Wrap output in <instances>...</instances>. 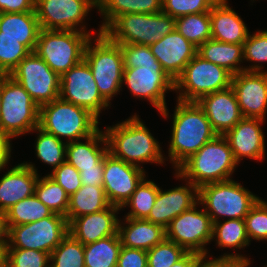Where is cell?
Masks as SVG:
<instances>
[{
    "instance_id": "obj_54",
    "label": "cell",
    "mask_w": 267,
    "mask_h": 267,
    "mask_svg": "<svg viewBox=\"0 0 267 267\" xmlns=\"http://www.w3.org/2000/svg\"><path fill=\"white\" fill-rule=\"evenodd\" d=\"M0 242H7V228L5 224V213L0 211Z\"/></svg>"
},
{
    "instance_id": "obj_24",
    "label": "cell",
    "mask_w": 267,
    "mask_h": 267,
    "mask_svg": "<svg viewBox=\"0 0 267 267\" xmlns=\"http://www.w3.org/2000/svg\"><path fill=\"white\" fill-rule=\"evenodd\" d=\"M32 162L18 163L0 178V211L6 212L20 200L34 195L39 178Z\"/></svg>"
},
{
    "instance_id": "obj_7",
    "label": "cell",
    "mask_w": 267,
    "mask_h": 267,
    "mask_svg": "<svg viewBox=\"0 0 267 267\" xmlns=\"http://www.w3.org/2000/svg\"><path fill=\"white\" fill-rule=\"evenodd\" d=\"M259 199L233 179L206 184L198 189L199 205L204 207L213 223L220 217L244 219Z\"/></svg>"
},
{
    "instance_id": "obj_49",
    "label": "cell",
    "mask_w": 267,
    "mask_h": 267,
    "mask_svg": "<svg viewBox=\"0 0 267 267\" xmlns=\"http://www.w3.org/2000/svg\"><path fill=\"white\" fill-rule=\"evenodd\" d=\"M117 267H148L147 251L122 246L119 252Z\"/></svg>"
},
{
    "instance_id": "obj_8",
    "label": "cell",
    "mask_w": 267,
    "mask_h": 267,
    "mask_svg": "<svg viewBox=\"0 0 267 267\" xmlns=\"http://www.w3.org/2000/svg\"><path fill=\"white\" fill-rule=\"evenodd\" d=\"M175 29V18L166 13H130L118 16L103 33L117 44L151 45Z\"/></svg>"
},
{
    "instance_id": "obj_32",
    "label": "cell",
    "mask_w": 267,
    "mask_h": 267,
    "mask_svg": "<svg viewBox=\"0 0 267 267\" xmlns=\"http://www.w3.org/2000/svg\"><path fill=\"white\" fill-rule=\"evenodd\" d=\"M121 247L119 234L84 245L85 267H117Z\"/></svg>"
},
{
    "instance_id": "obj_2",
    "label": "cell",
    "mask_w": 267,
    "mask_h": 267,
    "mask_svg": "<svg viewBox=\"0 0 267 267\" xmlns=\"http://www.w3.org/2000/svg\"><path fill=\"white\" fill-rule=\"evenodd\" d=\"M176 102L168 148L175 170L217 135L197 102Z\"/></svg>"
},
{
    "instance_id": "obj_36",
    "label": "cell",
    "mask_w": 267,
    "mask_h": 267,
    "mask_svg": "<svg viewBox=\"0 0 267 267\" xmlns=\"http://www.w3.org/2000/svg\"><path fill=\"white\" fill-rule=\"evenodd\" d=\"M33 131L37 134L35 154L43 163L50 165L52 171L66 161L67 142H63L53 134H50L39 126Z\"/></svg>"
},
{
    "instance_id": "obj_1",
    "label": "cell",
    "mask_w": 267,
    "mask_h": 267,
    "mask_svg": "<svg viewBox=\"0 0 267 267\" xmlns=\"http://www.w3.org/2000/svg\"><path fill=\"white\" fill-rule=\"evenodd\" d=\"M138 116L105 128L108 153L139 168L141 163L163 164L166 158L159 142Z\"/></svg>"
},
{
    "instance_id": "obj_51",
    "label": "cell",
    "mask_w": 267,
    "mask_h": 267,
    "mask_svg": "<svg viewBox=\"0 0 267 267\" xmlns=\"http://www.w3.org/2000/svg\"><path fill=\"white\" fill-rule=\"evenodd\" d=\"M104 167L82 168L80 178L82 185L102 186Z\"/></svg>"
},
{
    "instance_id": "obj_56",
    "label": "cell",
    "mask_w": 267,
    "mask_h": 267,
    "mask_svg": "<svg viewBox=\"0 0 267 267\" xmlns=\"http://www.w3.org/2000/svg\"><path fill=\"white\" fill-rule=\"evenodd\" d=\"M4 80V74L0 73V113H1V86Z\"/></svg>"
},
{
    "instance_id": "obj_14",
    "label": "cell",
    "mask_w": 267,
    "mask_h": 267,
    "mask_svg": "<svg viewBox=\"0 0 267 267\" xmlns=\"http://www.w3.org/2000/svg\"><path fill=\"white\" fill-rule=\"evenodd\" d=\"M92 8H98V0H36L35 11L41 29L75 30L90 34L83 23ZM82 24V26H81ZM80 28H79V27ZM78 27V28H77Z\"/></svg>"
},
{
    "instance_id": "obj_12",
    "label": "cell",
    "mask_w": 267,
    "mask_h": 267,
    "mask_svg": "<svg viewBox=\"0 0 267 267\" xmlns=\"http://www.w3.org/2000/svg\"><path fill=\"white\" fill-rule=\"evenodd\" d=\"M40 107L59 98L60 76L35 52H30L9 74Z\"/></svg>"
},
{
    "instance_id": "obj_25",
    "label": "cell",
    "mask_w": 267,
    "mask_h": 267,
    "mask_svg": "<svg viewBox=\"0 0 267 267\" xmlns=\"http://www.w3.org/2000/svg\"><path fill=\"white\" fill-rule=\"evenodd\" d=\"M211 38L230 44H244L249 31L244 21L229 6L227 0H218L210 10Z\"/></svg>"
},
{
    "instance_id": "obj_40",
    "label": "cell",
    "mask_w": 267,
    "mask_h": 267,
    "mask_svg": "<svg viewBox=\"0 0 267 267\" xmlns=\"http://www.w3.org/2000/svg\"><path fill=\"white\" fill-rule=\"evenodd\" d=\"M243 58L245 61L254 63L244 67V71L266 72L262 68V63H267V30H259L254 34L249 33L243 44Z\"/></svg>"
},
{
    "instance_id": "obj_29",
    "label": "cell",
    "mask_w": 267,
    "mask_h": 267,
    "mask_svg": "<svg viewBox=\"0 0 267 267\" xmlns=\"http://www.w3.org/2000/svg\"><path fill=\"white\" fill-rule=\"evenodd\" d=\"M197 54L204 60L228 70L232 75L244 71L243 44H230L208 39L198 47Z\"/></svg>"
},
{
    "instance_id": "obj_20",
    "label": "cell",
    "mask_w": 267,
    "mask_h": 267,
    "mask_svg": "<svg viewBox=\"0 0 267 267\" xmlns=\"http://www.w3.org/2000/svg\"><path fill=\"white\" fill-rule=\"evenodd\" d=\"M264 121L260 118L243 117L223 135L238 163L245 157L257 161L264 159L266 143L261 129Z\"/></svg>"
},
{
    "instance_id": "obj_33",
    "label": "cell",
    "mask_w": 267,
    "mask_h": 267,
    "mask_svg": "<svg viewBox=\"0 0 267 267\" xmlns=\"http://www.w3.org/2000/svg\"><path fill=\"white\" fill-rule=\"evenodd\" d=\"M220 248L243 249L249 246V240L246 232L244 219H225L213 223L212 239Z\"/></svg>"
},
{
    "instance_id": "obj_21",
    "label": "cell",
    "mask_w": 267,
    "mask_h": 267,
    "mask_svg": "<svg viewBox=\"0 0 267 267\" xmlns=\"http://www.w3.org/2000/svg\"><path fill=\"white\" fill-rule=\"evenodd\" d=\"M163 70L175 81L185 66L197 54L198 48L186 40L176 29L149 45Z\"/></svg>"
},
{
    "instance_id": "obj_10",
    "label": "cell",
    "mask_w": 267,
    "mask_h": 267,
    "mask_svg": "<svg viewBox=\"0 0 267 267\" xmlns=\"http://www.w3.org/2000/svg\"><path fill=\"white\" fill-rule=\"evenodd\" d=\"M232 76L225 68L196 54L174 81V91L179 94L177 100L197 102L204 95L230 87Z\"/></svg>"
},
{
    "instance_id": "obj_41",
    "label": "cell",
    "mask_w": 267,
    "mask_h": 267,
    "mask_svg": "<svg viewBox=\"0 0 267 267\" xmlns=\"http://www.w3.org/2000/svg\"><path fill=\"white\" fill-rule=\"evenodd\" d=\"M186 253L187 251L182 246L165 238L147 251V266L171 267Z\"/></svg>"
},
{
    "instance_id": "obj_17",
    "label": "cell",
    "mask_w": 267,
    "mask_h": 267,
    "mask_svg": "<svg viewBox=\"0 0 267 267\" xmlns=\"http://www.w3.org/2000/svg\"><path fill=\"white\" fill-rule=\"evenodd\" d=\"M145 177L144 168L128 164L110 153L104 158L102 186L111 205L121 208Z\"/></svg>"
},
{
    "instance_id": "obj_16",
    "label": "cell",
    "mask_w": 267,
    "mask_h": 267,
    "mask_svg": "<svg viewBox=\"0 0 267 267\" xmlns=\"http://www.w3.org/2000/svg\"><path fill=\"white\" fill-rule=\"evenodd\" d=\"M59 98L85 108L98 119L110 104L101 96L92 71L83 59L60 76Z\"/></svg>"
},
{
    "instance_id": "obj_18",
    "label": "cell",
    "mask_w": 267,
    "mask_h": 267,
    "mask_svg": "<svg viewBox=\"0 0 267 267\" xmlns=\"http://www.w3.org/2000/svg\"><path fill=\"white\" fill-rule=\"evenodd\" d=\"M233 88L243 117L265 120L267 113V71H242L232 76Z\"/></svg>"
},
{
    "instance_id": "obj_27",
    "label": "cell",
    "mask_w": 267,
    "mask_h": 267,
    "mask_svg": "<svg viewBox=\"0 0 267 267\" xmlns=\"http://www.w3.org/2000/svg\"><path fill=\"white\" fill-rule=\"evenodd\" d=\"M124 219L125 223L121 220L118 222L122 246L148 251L166 238L165 229L149 220L126 217Z\"/></svg>"
},
{
    "instance_id": "obj_48",
    "label": "cell",
    "mask_w": 267,
    "mask_h": 267,
    "mask_svg": "<svg viewBox=\"0 0 267 267\" xmlns=\"http://www.w3.org/2000/svg\"><path fill=\"white\" fill-rule=\"evenodd\" d=\"M250 258L240 255L239 253H224L223 255L207 260L204 256L198 263L197 267H250Z\"/></svg>"
},
{
    "instance_id": "obj_13",
    "label": "cell",
    "mask_w": 267,
    "mask_h": 267,
    "mask_svg": "<svg viewBox=\"0 0 267 267\" xmlns=\"http://www.w3.org/2000/svg\"><path fill=\"white\" fill-rule=\"evenodd\" d=\"M128 87L131 95L147 99L162 116L168 117L165 93L174 91L173 79L163 70L160 63L124 68L122 85Z\"/></svg>"
},
{
    "instance_id": "obj_55",
    "label": "cell",
    "mask_w": 267,
    "mask_h": 267,
    "mask_svg": "<svg viewBox=\"0 0 267 267\" xmlns=\"http://www.w3.org/2000/svg\"><path fill=\"white\" fill-rule=\"evenodd\" d=\"M0 267H7V242H0Z\"/></svg>"
},
{
    "instance_id": "obj_46",
    "label": "cell",
    "mask_w": 267,
    "mask_h": 267,
    "mask_svg": "<svg viewBox=\"0 0 267 267\" xmlns=\"http://www.w3.org/2000/svg\"><path fill=\"white\" fill-rule=\"evenodd\" d=\"M124 68H137L140 65L159 63L148 45L120 44Z\"/></svg>"
},
{
    "instance_id": "obj_47",
    "label": "cell",
    "mask_w": 267,
    "mask_h": 267,
    "mask_svg": "<svg viewBox=\"0 0 267 267\" xmlns=\"http://www.w3.org/2000/svg\"><path fill=\"white\" fill-rule=\"evenodd\" d=\"M48 176L59 184L69 197L82 186L80 172L67 161L54 169Z\"/></svg>"
},
{
    "instance_id": "obj_9",
    "label": "cell",
    "mask_w": 267,
    "mask_h": 267,
    "mask_svg": "<svg viewBox=\"0 0 267 267\" xmlns=\"http://www.w3.org/2000/svg\"><path fill=\"white\" fill-rule=\"evenodd\" d=\"M91 35L75 30L41 29L34 52L62 76L84 59Z\"/></svg>"
},
{
    "instance_id": "obj_34",
    "label": "cell",
    "mask_w": 267,
    "mask_h": 267,
    "mask_svg": "<svg viewBox=\"0 0 267 267\" xmlns=\"http://www.w3.org/2000/svg\"><path fill=\"white\" fill-rule=\"evenodd\" d=\"M53 212L35 194L20 200L5 212L6 226H17L39 221Z\"/></svg>"
},
{
    "instance_id": "obj_52",
    "label": "cell",
    "mask_w": 267,
    "mask_h": 267,
    "mask_svg": "<svg viewBox=\"0 0 267 267\" xmlns=\"http://www.w3.org/2000/svg\"><path fill=\"white\" fill-rule=\"evenodd\" d=\"M10 141L0 133V171L6 167L11 157V147Z\"/></svg>"
},
{
    "instance_id": "obj_5",
    "label": "cell",
    "mask_w": 267,
    "mask_h": 267,
    "mask_svg": "<svg viewBox=\"0 0 267 267\" xmlns=\"http://www.w3.org/2000/svg\"><path fill=\"white\" fill-rule=\"evenodd\" d=\"M84 60L92 71L101 96L111 104L110 100L123 87L124 63L120 44L111 41L103 32H98L96 38L91 37L88 41Z\"/></svg>"
},
{
    "instance_id": "obj_37",
    "label": "cell",
    "mask_w": 267,
    "mask_h": 267,
    "mask_svg": "<svg viewBox=\"0 0 267 267\" xmlns=\"http://www.w3.org/2000/svg\"><path fill=\"white\" fill-rule=\"evenodd\" d=\"M146 179L145 177L140 182L130 198L121 207V209L130 207L129 212L124 217L136 219H146L148 217L155 204L159 187L153 181Z\"/></svg>"
},
{
    "instance_id": "obj_22",
    "label": "cell",
    "mask_w": 267,
    "mask_h": 267,
    "mask_svg": "<svg viewBox=\"0 0 267 267\" xmlns=\"http://www.w3.org/2000/svg\"><path fill=\"white\" fill-rule=\"evenodd\" d=\"M197 103L204 110L212 129L217 135H224L243 118L235 92L231 86L204 95Z\"/></svg>"
},
{
    "instance_id": "obj_44",
    "label": "cell",
    "mask_w": 267,
    "mask_h": 267,
    "mask_svg": "<svg viewBox=\"0 0 267 267\" xmlns=\"http://www.w3.org/2000/svg\"><path fill=\"white\" fill-rule=\"evenodd\" d=\"M50 254L33 249L7 248V267H50Z\"/></svg>"
},
{
    "instance_id": "obj_3",
    "label": "cell",
    "mask_w": 267,
    "mask_h": 267,
    "mask_svg": "<svg viewBox=\"0 0 267 267\" xmlns=\"http://www.w3.org/2000/svg\"><path fill=\"white\" fill-rule=\"evenodd\" d=\"M238 165L225 137L216 135L175 170V177L188 180L199 189L206 184L231 180Z\"/></svg>"
},
{
    "instance_id": "obj_35",
    "label": "cell",
    "mask_w": 267,
    "mask_h": 267,
    "mask_svg": "<svg viewBox=\"0 0 267 267\" xmlns=\"http://www.w3.org/2000/svg\"><path fill=\"white\" fill-rule=\"evenodd\" d=\"M175 29L198 48L208 39H211L210 11L176 18Z\"/></svg>"
},
{
    "instance_id": "obj_31",
    "label": "cell",
    "mask_w": 267,
    "mask_h": 267,
    "mask_svg": "<svg viewBox=\"0 0 267 267\" xmlns=\"http://www.w3.org/2000/svg\"><path fill=\"white\" fill-rule=\"evenodd\" d=\"M97 9L104 19L99 27L103 32L120 15L162 12V0H98Z\"/></svg>"
},
{
    "instance_id": "obj_38",
    "label": "cell",
    "mask_w": 267,
    "mask_h": 267,
    "mask_svg": "<svg viewBox=\"0 0 267 267\" xmlns=\"http://www.w3.org/2000/svg\"><path fill=\"white\" fill-rule=\"evenodd\" d=\"M34 194L53 213L66 217L69 195L47 174L38 178Z\"/></svg>"
},
{
    "instance_id": "obj_11",
    "label": "cell",
    "mask_w": 267,
    "mask_h": 267,
    "mask_svg": "<svg viewBox=\"0 0 267 267\" xmlns=\"http://www.w3.org/2000/svg\"><path fill=\"white\" fill-rule=\"evenodd\" d=\"M6 228L7 248L33 249L48 254L69 233L66 217L55 213L36 222Z\"/></svg>"
},
{
    "instance_id": "obj_4",
    "label": "cell",
    "mask_w": 267,
    "mask_h": 267,
    "mask_svg": "<svg viewBox=\"0 0 267 267\" xmlns=\"http://www.w3.org/2000/svg\"><path fill=\"white\" fill-rule=\"evenodd\" d=\"M98 124L90 111L60 98L40 106L39 127L67 143L95 134Z\"/></svg>"
},
{
    "instance_id": "obj_50",
    "label": "cell",
    "mask_w": 267,
    "mask_h": 267,
    "mask_svg": "<svg viewBox=\"0 0 267 267\" xmlns=\"http://www.w3.org/2000/svg\"><path fill=\"white\" fill-rule=\"evenodd\" d=\"M36 0H0V13L35 11Z\"/></svg>"
},
{
    "instance_id": "obj_28",
    "label": "cell",
    "mask_w": 267,
    "mask_h": 267,
    "mask_svg": "<svg viewBox=\"0 0 267 267\" xmlns=\"http://www.w3.org/2000/svg\"><path fill=\"white\" fill-rule=\"evenodd\" d=\"M41 30L36 11L0 13V37L19 40L30 52H34Z\"/></svg>"
},
{
    "instance_id": "obj_53",
    "label": "cell",
    "mask_w": 267,
    "mask_h": 267,
    "mask_svg": "<svg viewBox=\"0 0 267 267\" xmlns=\"http://www.w3.org/2000/svg\"><path fill=\"white\" fill-rule=\"evenodd\" d=\"M204 256L196 252H187L181 259L171 267H197L199 261Z\"/></svg>"
},
{
    "instance_id": "obj_26",
    "label": "cell",
    "mask_w": 267,
    "mask_h": 267,
    "mask_svg": "<svg viewBox=\"0 0 267 267\" xmlns=\"http://www.w3.org/2000/svg\"><path fill=\"white\" fill-rule=\"evenodd\" d=\"M85 140L86 142L78 140L67 143L66 161L79 172L82 168L104 167V158L108 153L104 131L99 129Z\"/></svg>"
},
{
    "instance_id": "obj_39",
    "label": "cell",
    "mask_w": 267,
    "mask_h": 267,
    "mask_svg": "<svg viewBox=\"0 0 267 267\" xmlns=\"http://www.w3.org/2000/svg\"><path fill=\"white\" fill-rule=\"evenodd\" d=\"M50 267H85L84 245L68 233L50 254Z\"/></svg>"
},
{
    "instance_id": "obj_23",
    "label": "cell",
    "mask_w": 267,
    "mask_h": 267,
    "mask_svg": "<svg viewBox=\"0 0 267 267\" xmlns=\"http://www.w3.org/2000/svg\"><path fill=\"white\" fill-rule=\"evenodd\" d=\"M121 208L110 205L106 209L74 218L68 224V232L83 245L118 234V211Z\"/></svg>"
},
{
    "instance_id": "obj_6",
    "label": "cell",
    "mask_w": 267,
    "mask_h": 267,
    "mask_svg": "<svg viewBox=\"0 0 267 267\" xmlns=\"http://www.w3.org/2000/svg\"><path fill=\"white\" fill-rule=\"evenodd\" d=\"M40 107L12 77L4 74L1 86L0 133L10 142L39 126Z\"/></svg>"
},
{
    "instance_id": "obj_19",
    "label": "cell",
    "mask_w": 267,
    "mask_h": 267,
    "mask_svg": "<svg viewBox=\"0 0 267 267\" xmlns=\"http://www.w3.org/2000/svg\"><path fill=\"white\" fill-rule=\"evenodd\" d=\"M185 182L186 185L182 184L167 191L159 187L155 204L146 220L166 229L175 217L196 205L198 188L188 180Z\"/></svg>"
},
{
    "instance_id": "obj_15",
    "label": "cell",
    "mask_w": 267,
    "mask_h": 267,
    "mask_svg": "<svg viewBox=\"0 0 267 267\" xmlns=\"http://www.w3.org/2000/svg\"><path fill=\"white\" fill-rule=\"evenodd\" d=\"M198 204L170 222L165 229L166 239L182 246L187 252H196L208 258L206 246L212 239L213 222L203 207L197 209Z\"/></svg>"
},
{
    "instance_id": "obj_42",
    "label": "cell",
    "mask_w": 267,
    "mask_h": 267,
    "mask_svg": "<svg viewBox=\"0 0 267 267\" xmlns=\"http://www.w3.org/2000/svg\"><path fill=\"white\" fill-rule=\"evenodd\" d=\"M29 53L19 40L0 37V73L9 75Z\"/></svg>"
},
{
    "instance_id": "obj_30",
    "label": "cell",
    "mask_w": 267,
    "mask_h": 267,
    "mask_svg": "<svg viewBox=\"0 0 267 267\" xmlns=\"http://www.w3.org/2000/svg\"><path fill=\"white\" fill-rule=\"evenodd\" d=\"M110 205L103 186L82 185L69 197L67 222L69 224L74 218L102 211Z\"/></svg>"
},
{
    "instance_id": "obj_45",
    "label": "cell",
    "mask_w": 267,
    "mask_h": 267,
    "mask_svg": "<svg viewBox=\"0 0 267 267\" xmlns=\"http://www.w3.org/2000/svg\"><path fill=\"white\" fill-rule=\"evenodd\" d=\"M218 0H162V12L172 18L209 12Z\"/></svg>"
},
{
    "instance_id": "obj_43",
    "label": "cell",
    "mask_w": 267,
    "mask_h": 267,
    "mask_svg": "<svg viewBox=\"0 0 267 267\" xmlns=\"http://www.w3.org/2000/svg\"><path fill=\"white\" fill-rule=\"evenodd\" d=\"M249 240H267V201L261 198L244 218Z\"/></svg>"
}]
</instances>
